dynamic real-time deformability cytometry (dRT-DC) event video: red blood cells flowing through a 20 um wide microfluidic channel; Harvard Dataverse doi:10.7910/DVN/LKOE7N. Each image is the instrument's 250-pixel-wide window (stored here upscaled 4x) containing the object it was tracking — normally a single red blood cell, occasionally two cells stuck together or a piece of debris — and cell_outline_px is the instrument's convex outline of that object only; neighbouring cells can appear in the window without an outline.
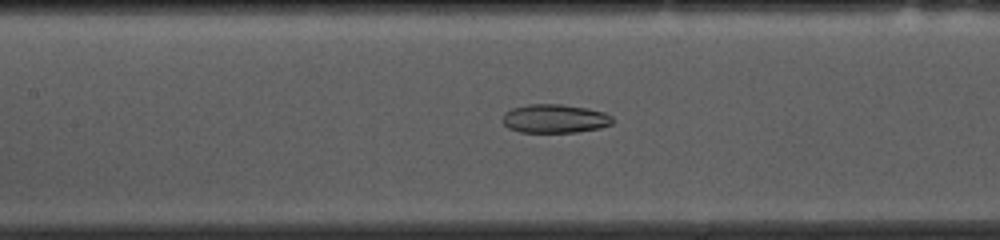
{"species": "common noctule bat (a hibernating species)", "species_latin": "Nyctalus noctula", "temperature_condition": "cold", "stored_images_in_passage": 46, "camera_frame_rate_fps": 3000, "um_per_image_px": 0.085, "animal": {"sex": "female", "body_mass_g": 10.0, "forearm_length_mm": 53.1}, "frame": {"image": 1, "passage_image": 16, "time_ms": 5.0, "image_size_px": [1000, 240], "cell_outline_px": [[612, 124], [600, 128], [576, 132], [520, 132], [508, 128], [500, 120], [504, 112], [512, 108], [528, 104], [560, 104], [588, 108], [604, 112], [612, 116]], "centroid_in_image_um": [47.12, 10.08], "position_along_channel_um": 160.3, "area_um2": 18.55}}
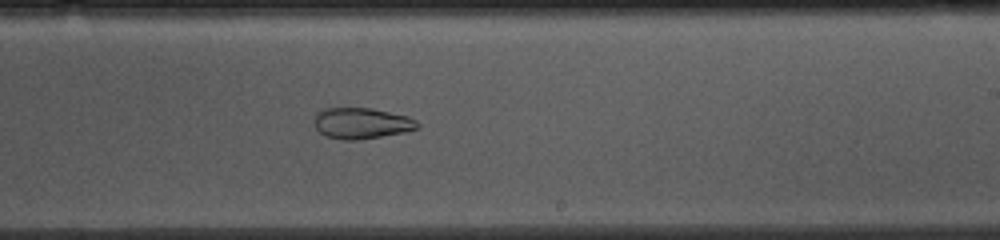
{"frame": {"image": 2, "passage_image": 24, "time_ms": 7.667, "image_size_px": [1000, 240], "cell_outline_px": [[420, 128], [404, 132], [360, 140], [344, 140], [324, 136], [312, 124], [316, 112], [324, 108], [372, 108], [408, 116], [416, 120], [420, 124]], "centroid_in_image_um": [30.71, 10.48], "position_along_channel_um": 258.3, "area_um2": 18.96}}
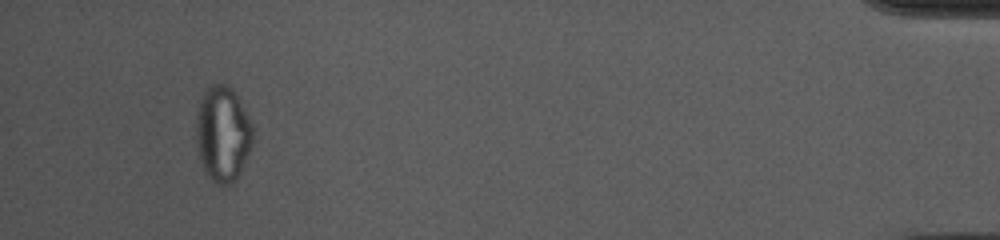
{"frame": {"image": 3, "passage_image": 43, "time_ms": 14.0, "image_size_px": [1000, 240], "cell_outline_px": [[252, 144], [240, 172], [236, 180], [228, 184], [220, 184], [212, 180], [208, 176], [200, 160], [196, 148], [196, 112], [200, 100], [204, 92], [212, 84], [224, 84], [232, 88], [236, 92], [252, 124]], "centroid_in_image_um": [18.92, 11.35], "position_along_channel_um": 416.3, "area_um2": 31.5}, "authors_computed_cell_mechanics": {"area_um2": 22.9755, "velocity_mm_per_s": 3.6969, "shape_relaxation_time_tau1_ms": null, "shape_relaxation_time_tau2_ms": 2.1956, "deformation_change_tau1": null, "deformation_change_tau2": 0.0706}}